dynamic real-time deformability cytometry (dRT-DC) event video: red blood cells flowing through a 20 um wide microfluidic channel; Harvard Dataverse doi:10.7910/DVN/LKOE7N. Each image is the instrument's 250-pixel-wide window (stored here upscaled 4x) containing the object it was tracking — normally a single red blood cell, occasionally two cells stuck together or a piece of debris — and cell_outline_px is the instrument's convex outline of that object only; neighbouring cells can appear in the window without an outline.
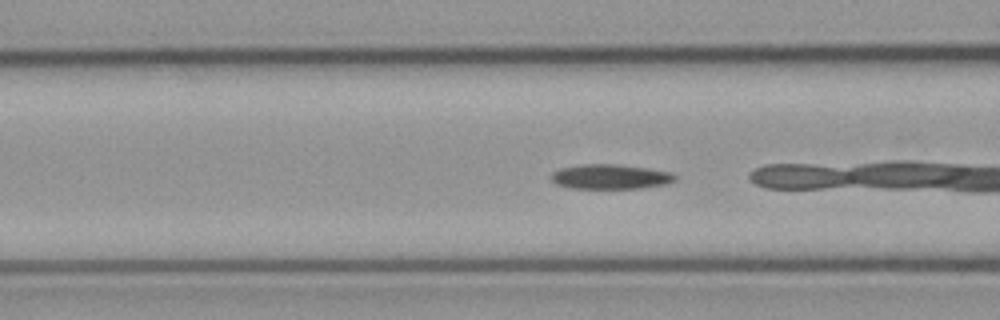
{"species": "common noctule bat (a hibernating species)", "species_latin": "Nyctalus noctula", "temperature_condition": "cold", "stored_images_in_passage": 19, "camera_frame_rate_fps": 3000, "um_per_image_px": 0.085, "animal": {"sex": "male", "body_mass_g": 23.1, "forearm_length_mm": 52.7}, "frame": {"image": 1, "passage_image": 18, "time_ms": 5.667, "image_size_px": [1000, 320], "cell_outline_px": [[676, 180], [664, 184], [640, 188], [572, 188], [556, 184], [552, 180], [552, 172], [560, 168], [584, 164], [616, 164], [648, 168], [672, 172], [676, 176]], "centroid_in_image_um": [51.89, 15.01], "position_along_channel_um": 114.7, "area_um2": 17.74}}